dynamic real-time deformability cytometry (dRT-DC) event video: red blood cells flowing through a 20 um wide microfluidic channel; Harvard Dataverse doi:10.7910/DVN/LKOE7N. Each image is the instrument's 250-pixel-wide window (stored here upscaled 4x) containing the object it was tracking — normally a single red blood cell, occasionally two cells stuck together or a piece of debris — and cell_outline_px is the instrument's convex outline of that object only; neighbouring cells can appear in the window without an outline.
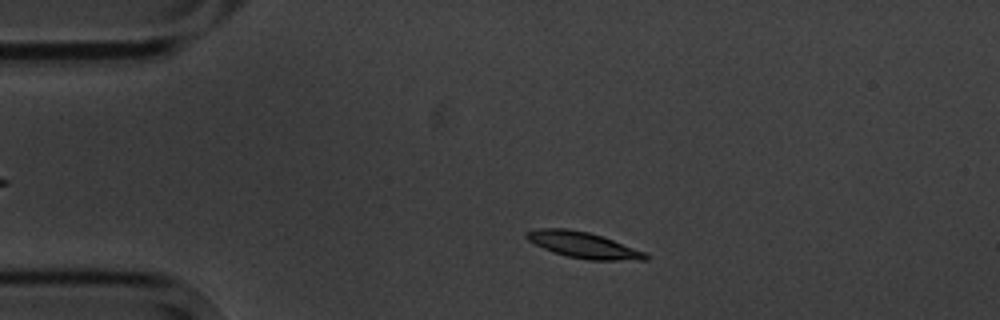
{"species": "common noctule bat (a hibernating species)", "species_latin": "Nyctalus noctula", "temperature_condition": "cold", "stored_images_in_passage": 3, "camera_frame_rate_fps": 3000, "um_per_image_px": 0.085, "animal": {"sex": "male", "body_mass_g": 20.1, "forearm_length_mm": 53.5}, "frame": {"image": 1, "passage_image": 2, "time_ms": 1.0, "image_size_px": [1000, 320], "cell_outline_px": [[648, 260], [588, 260], [568, 256], [552, 252], [528, 240], [524, 236], [524, 232], [540, 228], [568, 228], [588, 232], [612, 240], [644, 252], [648, 256]], "centroid_in_image_um": [49.53, 20.82], "position_along_channel_um": 35.5, "area_um2": 17.8}}